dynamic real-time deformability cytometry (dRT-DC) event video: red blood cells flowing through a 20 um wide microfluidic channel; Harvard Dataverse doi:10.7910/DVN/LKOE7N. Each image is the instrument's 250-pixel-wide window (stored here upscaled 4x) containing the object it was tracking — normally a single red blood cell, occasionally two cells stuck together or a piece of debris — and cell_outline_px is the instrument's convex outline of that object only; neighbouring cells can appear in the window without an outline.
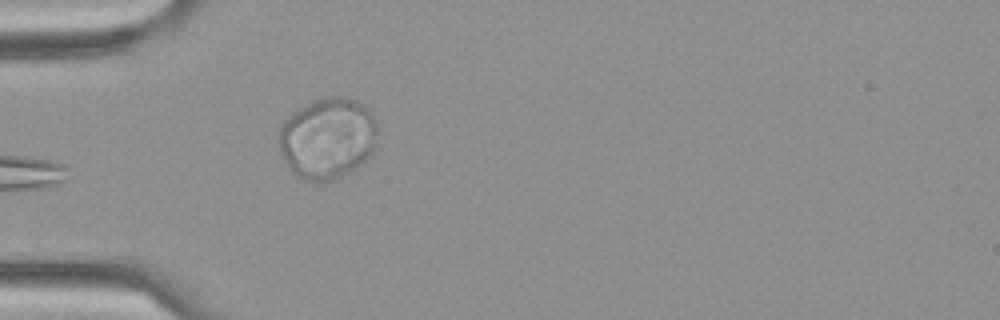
{"species": "Egyptian fruit bat (a non-hibernating species)", "species_latin": "Rousettus aegyptiacus", "temperature_condition": "cold", "stored_images_in_passage": 4, "camera_frame_rate_fps": 3000, "um_per_image_px": 0.085, "frame": {"image": 1, "passage_image": 4, "time_ms": 1.0, "image_size_px": [1000, 320], "cell_outline_px": [[376, 144], [372, 152], [364, 160], [340, 176], [328, 180], [304, 180], [296, 176], [292, 172], [284, 160], [280, 152], [280, 128], [284, 120], [292, 112], [308, 104], [328, 96], [344, 96], [356, 100], [368, 108], [372, 112], [376, 120]], "centroid_in_image_um": [27.84, 11.71], "position_along_channel_um": 57.2, "area_um2": 46.12}}